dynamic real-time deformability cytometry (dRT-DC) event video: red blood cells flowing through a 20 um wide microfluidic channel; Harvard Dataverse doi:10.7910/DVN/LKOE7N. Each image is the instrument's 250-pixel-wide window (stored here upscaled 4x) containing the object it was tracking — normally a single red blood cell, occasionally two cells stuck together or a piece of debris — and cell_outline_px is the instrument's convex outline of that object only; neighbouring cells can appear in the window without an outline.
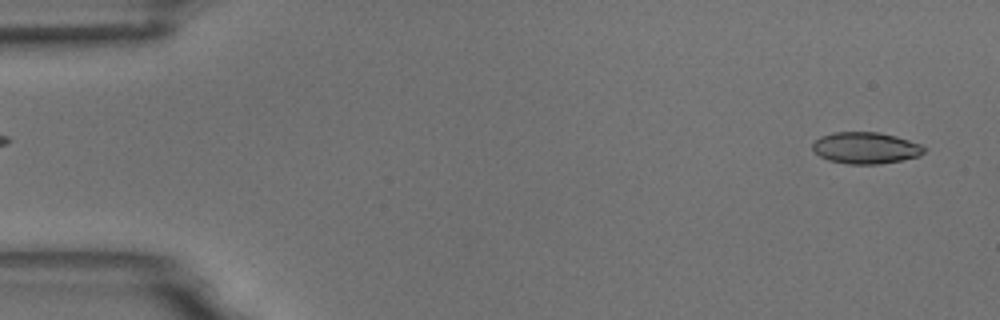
{"species": "common noctule bat (a hibernating species)", "species_latin": "Nyctalus noctula", "temperature_condition": "room temperature", "stored_images_in_passage": 3, "camera_frame_rate_fps": 3000, "um_per_image_px": 0.085, "animal": {"sex": "male", "body_mass_g": 18.8}, "frame": {"image": 1, "passage_image": 1, "time_ms": 0.0, "image_size_px": [1000, 320], "cell_outline_px": [[924, 152], [920, 156], [880, 164], [848, 164], [828, 160], [820, 156], [812, 148], [812, 144], [820, 136], [832, 132], [876, 132], [896, 136], [920, 144], [924, 148]], "centroid_in_image_um": [73.56, 12.57], "position_along_channel_um": 11.4, "area_um2": 20.4}}